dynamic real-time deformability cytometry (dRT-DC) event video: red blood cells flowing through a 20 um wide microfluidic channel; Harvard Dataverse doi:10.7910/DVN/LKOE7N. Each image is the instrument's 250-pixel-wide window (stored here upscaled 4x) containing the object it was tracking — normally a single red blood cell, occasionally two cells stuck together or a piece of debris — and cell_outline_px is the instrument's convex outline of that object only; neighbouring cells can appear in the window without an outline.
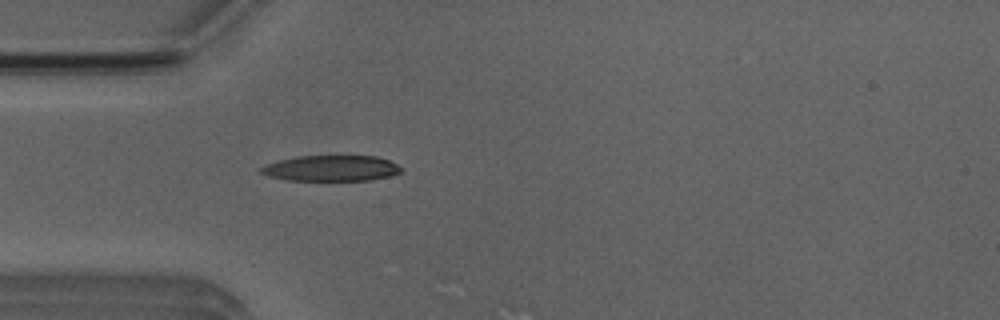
{"species": "Egyptian fruit bat (a non-hibernating species)", "species_latin": "Rousettus aegyptiacus", "temperature_condition": "room temperature", "stored_images_in_passage": 1, "camera_frame_rate_fps": 3000, "um_per_image_px": 0.085, "animal": {"sex": "male"}, "frame": {"image": 1, "passage_image": 1, "time_ms": 0.0, "image_size_px": [1000, 320], "cell_outline_px": [[404, 168], [400, 172], [388, 176], [368, 180], [288, 180], [268, 176], [260, 172], [260, 168], [268, 164], [280, 160], [296, 156], [376, 156], [388, 160]], "centroid_in_image_um": [28.16, 14.3], "position_along_channel_um": 56.8, "area_um2": 20.81}}